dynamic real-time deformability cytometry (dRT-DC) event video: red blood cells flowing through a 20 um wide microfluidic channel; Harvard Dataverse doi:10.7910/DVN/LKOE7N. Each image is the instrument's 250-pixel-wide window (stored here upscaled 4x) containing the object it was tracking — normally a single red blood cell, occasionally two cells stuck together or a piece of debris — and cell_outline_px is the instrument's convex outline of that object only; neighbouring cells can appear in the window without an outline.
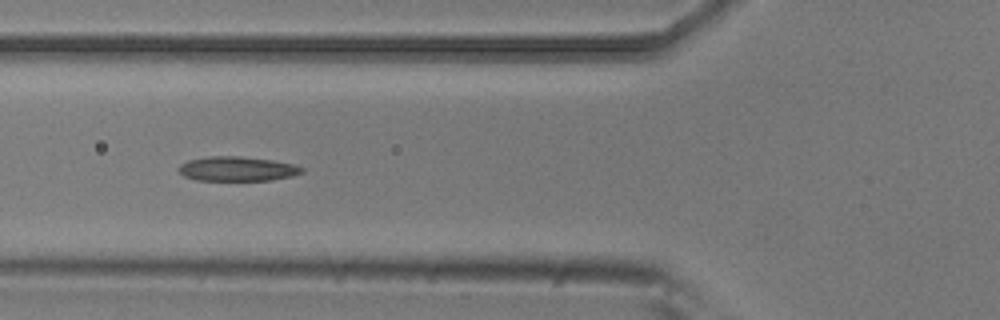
{"species": "common noctule bat (a hibernating species)", "species_latin": "Nyctalus noctula", "temperature_condition": "room temperature", "stored_images_in_passage": 12, "camera_frame_rate_fps": 3000, "um_per_image_px": 0.085, "animal": {"sex": "male", "body_mass_g": 20.5, "forearm_length_mm": 52.5}, "frame": {"image": 1, "passage_image": 7, "time_ms": 2.0, "image_size_px": [1000, 320], "cell_outline_px": [[304, 172], [292, 176], [272, 180], [196, 180], [184, 176], [176, 168], [180, 164], [188, 160], [212, 156], [240, 156], [272, 160], [292, 164], [304, 168]], "centroid_in_image_um": [20.15, 14.35], "position_along_channel_um": 105.6, "area_um2": 17.57}}
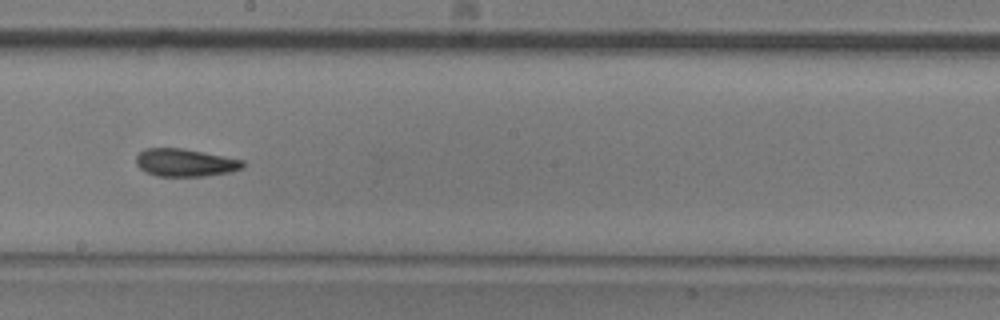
{"frame": {"image": 2, "passage_image": 10, "time_ms": 3.0, "image_size_px": [1000, 320], "cell_outline_px": [[244, 168], [232, 172], [204, 176], [156, 176], [144, 172], [136, 164], [136, 156], [144, 148], [184, 148], [244, 160]], "centroid_in_image_um": [15.74, 13.82], "position_along_channel_um": 232.5, "area_um2": 17.46}}
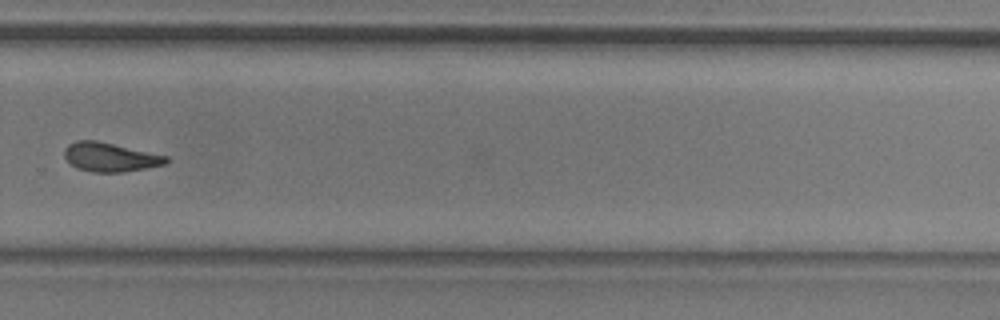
{"frame": {"image": 3, "passage_image": 12, "time_ms": 3.667, "image_size_px": [1000, 320], "cell_outline_px": [[168, 160], [164, 164], [124, 172], [92, 172], [76, 168], [64, 156], [64, 148], [68, 144], [76, 140], [96, 140], [168, 156]], "centroid_in_image_um": [9.32, 13.35], "position_along_channel_um": 320.5, "area_um2": 17.05}}